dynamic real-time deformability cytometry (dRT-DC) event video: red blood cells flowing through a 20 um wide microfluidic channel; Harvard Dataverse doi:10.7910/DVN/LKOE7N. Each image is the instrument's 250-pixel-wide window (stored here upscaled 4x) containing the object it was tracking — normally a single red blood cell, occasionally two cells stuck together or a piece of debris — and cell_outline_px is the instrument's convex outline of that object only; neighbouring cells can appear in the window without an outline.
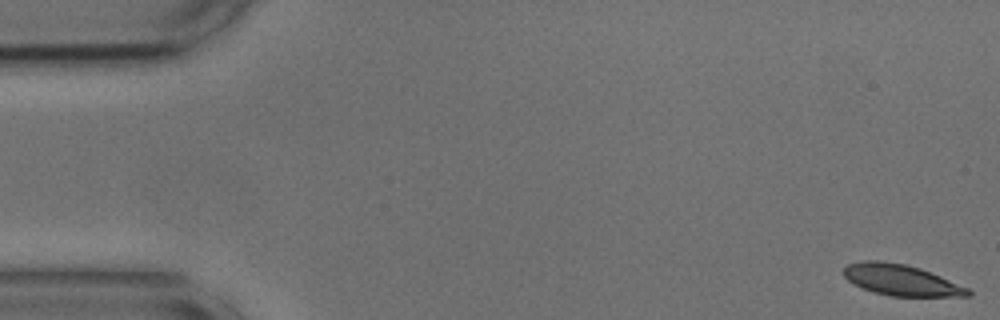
{"species": "common noctule bat (a hibernating species)", "species_latin": "Nyctalus noctula", "temperature_condition": "cold", "stored_images_in_passage": 15, "camera_frame_rate_fps": 3000, "um_per_image_px": 0.085, "animal": {"sex": "male", "body_mass_g": 17.9, "forearm_length_mm": 54.2}, "frame": {"image": 1, "passage_image": 1, "time_ms": 0.0, "image_size_px": [1000, 320], "cell_outline_px": [[972, 296], [888, 296], [872, 292], [848, 280], [844, 276], [844, 268], [848, 264], [860, 260], [880, 260], [904, 264], [920, 268], [940, 276], [968, 288], [972, 292]], "centroid_in_image_um": [76.59, 23.8], "position_along_channel_um": 8.4, "area_um2": 22.37}}
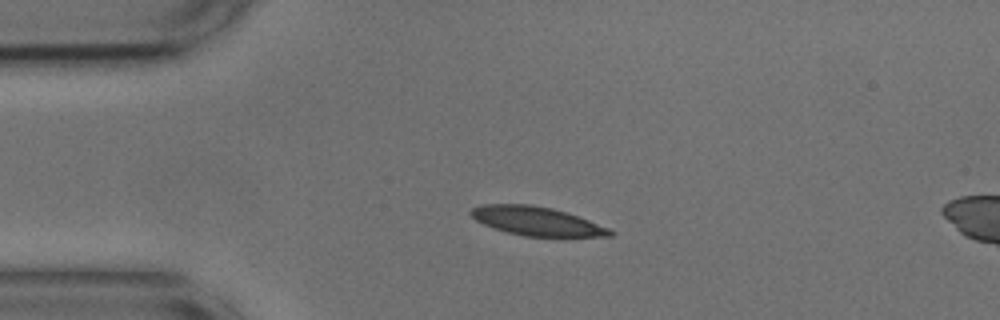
{"frame": {"image": 2, "passage_image": 12, "time_ms": 3.667, "image_size_px": [1000, 320], "cell_outline_px": [[616, 232], [612, 236], [524, 236], [508, 232], [484, 224], [476, 220], [468, 212], [472, 208], [484, 204], [532, 204], [552, 208], [588, 220], [608, 228]], "centroid_in_image_um": [45.6, 18.79], "position_along_channel_um": 39.4, "area_um2": 22.95}}